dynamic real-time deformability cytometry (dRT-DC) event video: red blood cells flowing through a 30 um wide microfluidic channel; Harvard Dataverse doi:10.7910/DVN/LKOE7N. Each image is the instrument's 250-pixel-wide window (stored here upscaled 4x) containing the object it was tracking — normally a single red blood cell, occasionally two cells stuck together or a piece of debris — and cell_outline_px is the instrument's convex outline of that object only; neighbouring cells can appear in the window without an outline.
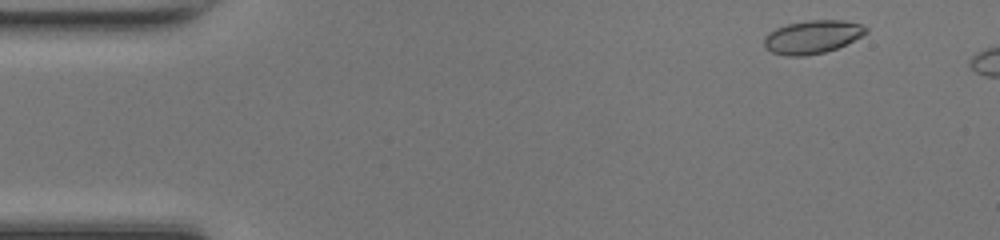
{"species": "common noctule bat (a hibernating species)", "species_latin": "Nyctalus noctula", "temperature_condition": "room temperature", "stored_images_in_passage": 43, "camera_frame_rate_fps": 3000, "um_per_image_px": 0.085, "animal": {"sex": "female", "body_mass_g": 17.0, "forearm_length_mm": 48.0}, "frame": {"image": 1, "passage_image": 2, "time_ms": 0.333, "image_size_px": [1000, 240], "cell_outline_px": [[868, 32], [836, 48], [824, 52], [804, 56], [788, 56], [772, 52], [764, 48], [764, 36], [768, 32], [776, 28], [788, 24], [808, 20], [844, 20], [860, 24], [868, 28]], "centroid_in_image_um": [69.01, 3.13], "position_along_channel_um": 16.0, "area_um2": 19.59}}
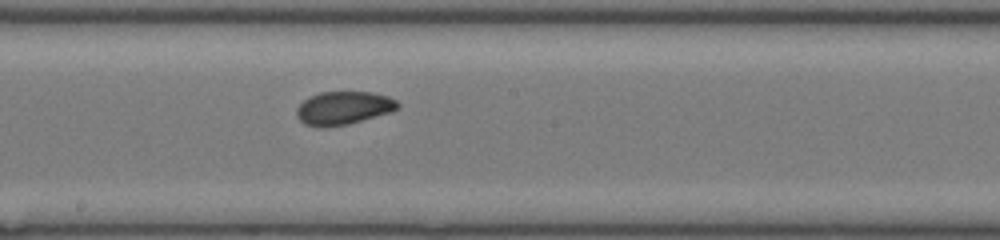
{"frame": {"image": 2, "passage_image": 24, "time_ms": 7.667, "image_size_px": [1000, 240], "cell_outline_px": [[400, 108], [392, 112], [348, 124], [324, 128], [320, 128], [304, 124], [296, 116], [296, 108], [308, 96], [320, 92], [372, 92], [388, 96], [396, 100], [400, 104]], "centroid_in_image_um": [29.19, 9.19], "position_along_channel_um": 219.0, "area_um2": 19.88}}
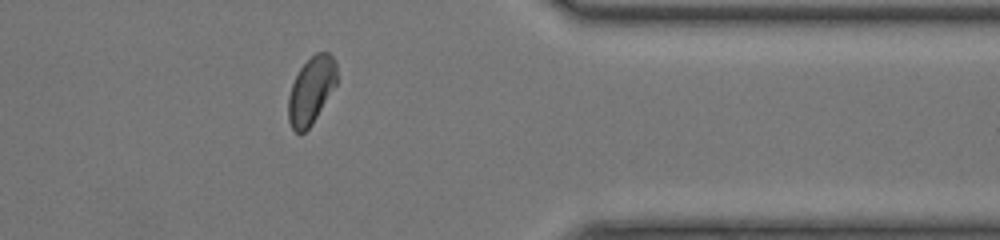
{"frame": {"image": 3, "passage_image": 37, "time_ms": 12.0, "image_size_px": [1000, 240], "cell_outline_px": [[336, 84], [312, 124], [300, 136], [292, 128], [288, 120], [288, 96], [292, 84], [300, 68], [316, 52], [328, 52], [336, 60]], "centroid_in_image_um": [26.44, 7.7], "position_along_channel_um": 385.0, "area_um2": 18.84}, "authors_computed_cell_mechanics": {"area_um2": 19.5364, "velocity_mm_per_s": 4.2206, "shape_relaxation_time_tau1_ms": 3.1756, "shape_relaxation_time_tau2_ms": 1.4505, "deformation_change_tau1": 0.1052, "deformation_change_tau2": 0.0535}}